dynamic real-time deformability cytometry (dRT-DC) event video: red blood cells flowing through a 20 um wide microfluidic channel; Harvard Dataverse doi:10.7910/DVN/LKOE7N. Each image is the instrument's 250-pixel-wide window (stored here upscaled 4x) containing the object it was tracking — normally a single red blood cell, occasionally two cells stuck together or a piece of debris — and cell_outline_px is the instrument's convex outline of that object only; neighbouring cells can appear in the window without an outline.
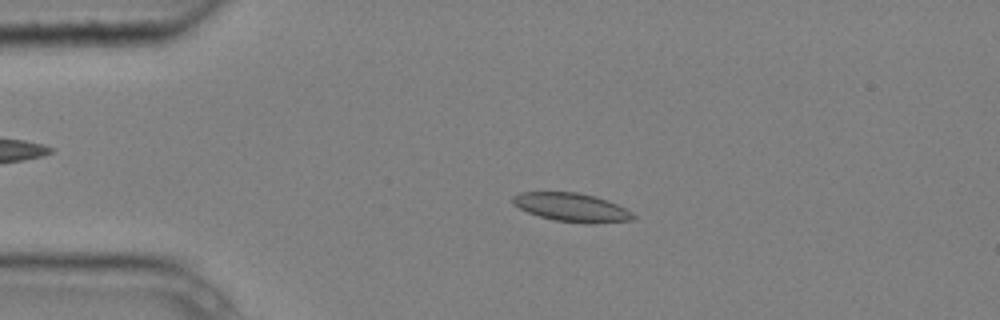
{"species": "common noctule bat (a hibernating species)", "species_latin": "Nyctalus noctula", "temperature_condition": "cold", "stored_images_in_passage": 4, "camera_frame_rate_fps": 3000, "um_per_image_px": 0.085, "animal": {"sex": "male", "body_mass_g": 20.4}, "frame": {"image": 1, "passage_image": 3, "time_ms": 0.667, "image_size_px": [1000, 320], "cell_outline_px": [[636, 216], [632, 220], [596, 224], [584, 224], [556, 220], [540, 216], [528, 212], [512, 204], [512, 196], [520, 192], [576, 192], [596, 196], [608, 200], [632, 212]], "centroid_in_image_um": [48.61, 17.63], "position_along_channel_um": 36.4, "area_um2": 20.17}}